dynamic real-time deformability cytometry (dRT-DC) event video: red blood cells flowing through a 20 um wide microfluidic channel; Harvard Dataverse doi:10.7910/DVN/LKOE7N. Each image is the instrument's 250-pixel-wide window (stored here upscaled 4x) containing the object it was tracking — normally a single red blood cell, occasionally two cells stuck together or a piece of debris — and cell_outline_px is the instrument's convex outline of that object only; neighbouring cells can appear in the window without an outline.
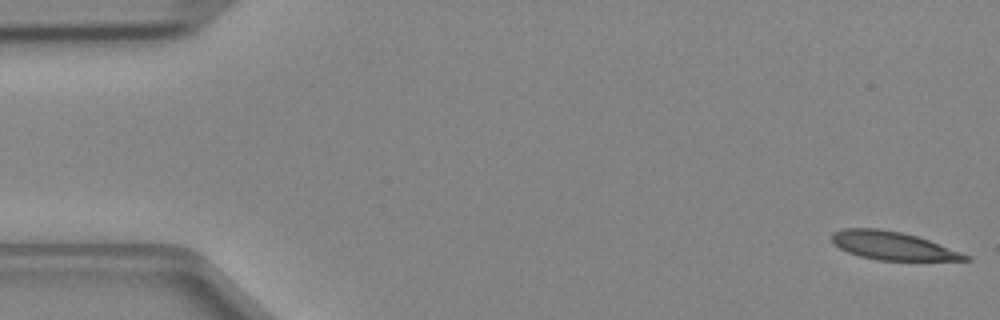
{"species": "Egyptian fruit bat (a non-hibernating species)", "species_latin": "Rousettus aegyptiacus", "temperature_condition": "cold", "stored_images_in_passage": 48, "camera_frame_rate_fps": 3000, "um_per_image_px": 0.085, "animal": {"sex": "female"}, "frame": {"image": 1, "passage_image": 1, "time_ms": 0.0, "image_size_px": [1000, 320], "cell_outline_px": [[972, 260], [876, 260], [860, 256], [848, 252], [840, 248], [832, 240], [832, 232], [844, 228], [880, 228], [900, 232], [916, 236], [928, 240], [972, 256]], "centroid_in_image_um": [75.87, 20.88], "position_along_channel_um": 9.1, "area_um2": 21.73}}
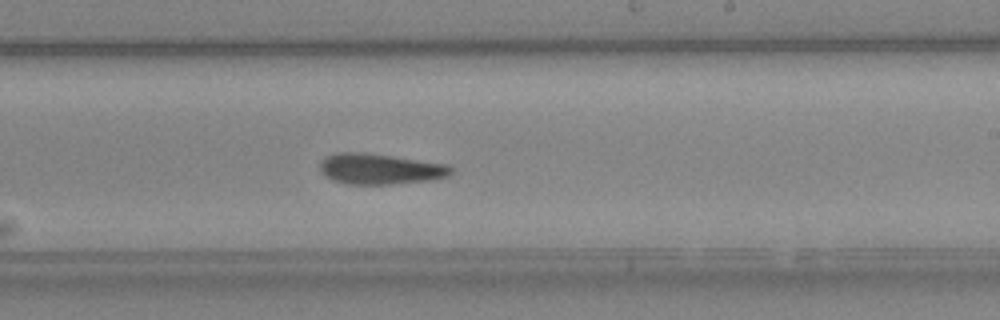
{"frame": {"image": 2, "passage_image": 28, "time_ms": 9.0, "image_size_px": [1000, 320], "cell_outline_px": [[452, 172], [448, 176], [432, 180], [388, 184], [348, 184], [332, 180], [324, 176], [320, 172], [320, 160], [336, 152], [364, 152], [448, 164], [452, 168]], "centroid_in_image_um": [32.27, 14.36], "position_along_channel_um": 256.7, "area_um2": 23.52}}
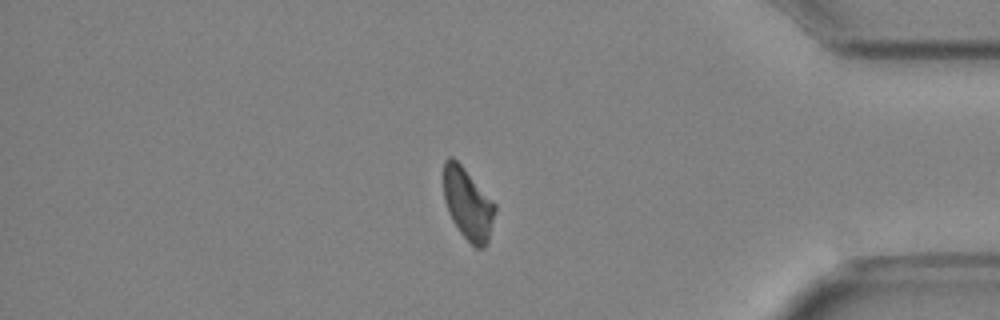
{"frame": {"image": 3, "passage_image": 40, "time_ms": 13.0, "image_size_px": [1000, 320], "cell_outline_px": [[496, 212], [488, 244], [484, 248], [476, 248], [460, 232], [452, 220], [448, 212], [444, 200], [444, 160], [448, 156], [452, 156], [464, 168], [496, 204]], "centroid_in_image_um": [39.78, 17.35], "position_along_channel_um": 395.4, "area_um2": 21.5}}